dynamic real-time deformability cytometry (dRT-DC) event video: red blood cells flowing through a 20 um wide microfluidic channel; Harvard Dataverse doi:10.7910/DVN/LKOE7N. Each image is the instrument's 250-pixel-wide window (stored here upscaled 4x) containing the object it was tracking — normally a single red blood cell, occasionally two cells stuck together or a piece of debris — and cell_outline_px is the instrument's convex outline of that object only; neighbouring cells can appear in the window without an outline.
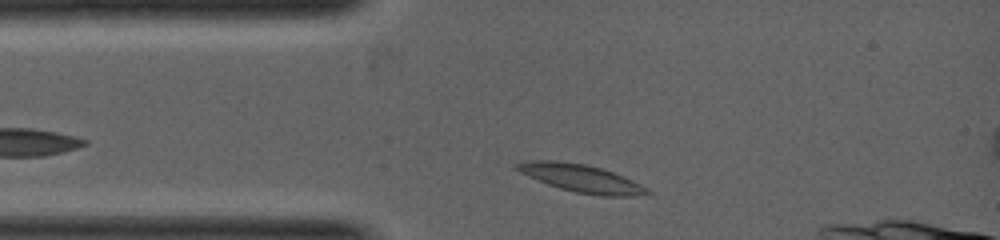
{"species": "common noctule bat (a hibernating species)", "species_latin": "Nyctalus noctula", "temperature_condition": "warm", "stored_images_in_passage": 3, "camera_frame_rate_fps": 5000, "um_per_image_px": 0.085, "animal": {"sex": "female", "body_mass_g": 19.0, "forearm_length_mm": 53.3}, "frame": {"image": 1, "passage_image": 3, "time_ms": 1.2, "image_size_px": [1000, 240], "cell_outline_px": [[652, 192], [636, 196], [600, 196], [576, 192], [560, 188], [548, 184], [528, 176], [520, 172], [516, 168], [516, 164], [536, 160], [552, 160], [584, 164], [600, 168], [612, 172], [632, 180], [648, 188]], "centroid_in_image_um": [49.44, 15.17], "position_along_channel_um": 35.6, "area_um2": 20.63}}